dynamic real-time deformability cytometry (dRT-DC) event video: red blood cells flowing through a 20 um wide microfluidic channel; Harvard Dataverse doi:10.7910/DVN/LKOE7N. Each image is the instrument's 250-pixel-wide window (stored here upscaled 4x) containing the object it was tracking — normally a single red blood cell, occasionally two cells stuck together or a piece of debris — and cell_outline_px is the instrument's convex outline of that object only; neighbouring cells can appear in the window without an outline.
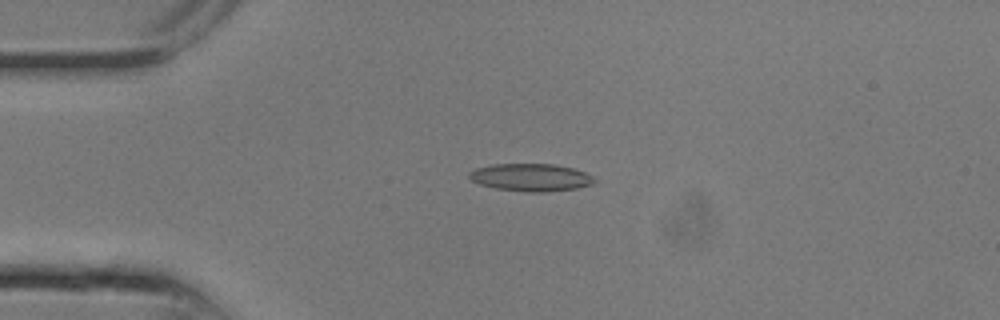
{"species": "common noctule bat (a hibernating species)", "species_latin": "Nyctalus noctula", "temperature_condition": "room temperature", "stored_images_in_passage": 8, "camera_frame_rate_fps": 3000, "um_per_image_px": 0.085, "animal": {"sex": "male", "body_mass_g": 13.3}, "frame": {"image": 1, "passage_image": 5, "time_ms": 1.333, "image_size_px": [1000, 320], "cell_outline_px": [[596, 180], [592, 184], [576, 188], [544, 192], [524, 192], [496, 188], [480, 184], [472, 180], [468, 176], [468, 172], [476, 168], [492, 164], [552, 164], [572, 168], [584, 172], [592, 176]], "centroid_in_image_um": [45.1, 15.08], "position_along_channel_um": 39.9, "area_um2": 20.0}}
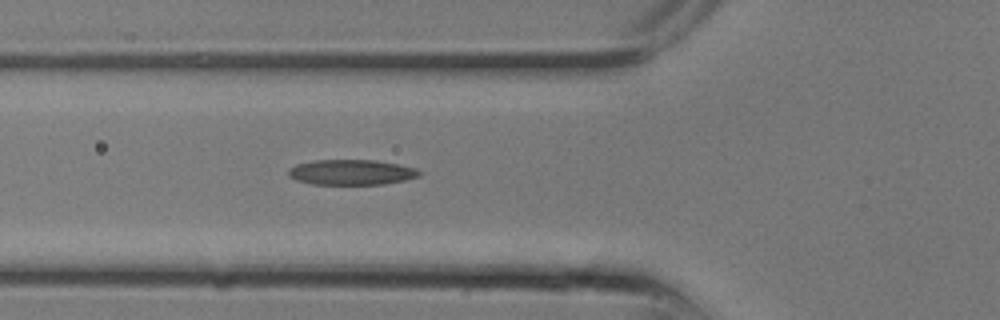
{"frame": {"image": 2, "passage_image": 8, "time_ms": 2.333, "image_size_px": [1000, 320], "cell_outline_px": [[420, 176], [404, 180], [384, 184], [312, 184], [296, 180], [288, 176], [288, 168], [296, 164], [312, 160], [376, 160], [400, 164], [416, 168], [420, 172]], "centroid_in_image_um": [29.85, 14.63], "position_along_channel_um": 96.0, "area_um2": 19.42}}